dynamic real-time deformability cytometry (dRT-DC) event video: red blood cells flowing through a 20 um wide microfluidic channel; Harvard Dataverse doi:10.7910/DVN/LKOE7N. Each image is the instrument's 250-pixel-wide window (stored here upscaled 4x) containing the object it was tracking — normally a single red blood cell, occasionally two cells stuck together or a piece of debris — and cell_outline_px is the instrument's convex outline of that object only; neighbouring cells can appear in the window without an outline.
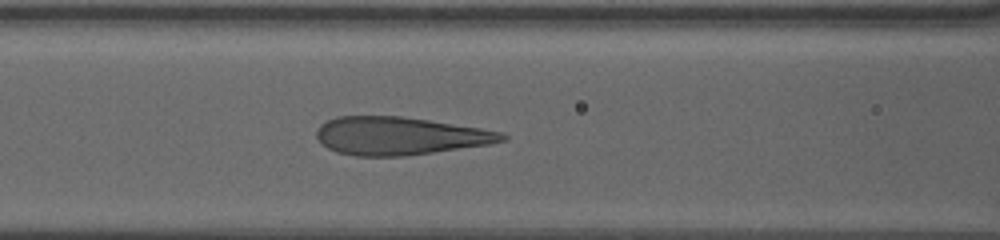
{"species": "human", "species_latin": "Homo sapiens", "temperature_condition": "warm", "stored_images_in_passage": 15, "camera_frame_rate_fps": 3000, "um_per_image_px": 0.085, "donor": {"sex": "female"}, "frame": {"image": 1, "passage_image": 13, "time_ms": 9.0, "image_size_px": [1000, 240], "cell_outline_px": [[508, 140], [488, 144], [404, 156], [356, 156], [336, 152], [328, 148], [316, 136], [316, 132], [320, 124], [336, 116], [400, 116], [428, 120], [480, 128], [504, 132], [508, 136]], "centroid_in_image_um": [33.97, 11.55], "position_along_channel_um": 132.6, "area_um2": 40.81}}
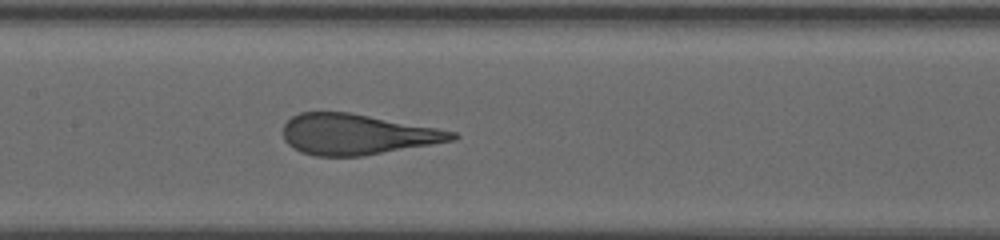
{"frame": {"image": 2, "passage_image": 15, "time_ms": 10.333, "image_size_px": [1000, 240], "cell_outline_px": [[460, 136], [456, 140], [364, 156], [316, 156], [300, 152], [292, 148], [284, 140], [284, 124], [292, 116], [300, 112], [348, 112], [436, 128], [456, 132]], "centroid_in_image_um": [30.33, 11.43], "position_along_channel_um": 177.1, "area_um2": 39.94}}